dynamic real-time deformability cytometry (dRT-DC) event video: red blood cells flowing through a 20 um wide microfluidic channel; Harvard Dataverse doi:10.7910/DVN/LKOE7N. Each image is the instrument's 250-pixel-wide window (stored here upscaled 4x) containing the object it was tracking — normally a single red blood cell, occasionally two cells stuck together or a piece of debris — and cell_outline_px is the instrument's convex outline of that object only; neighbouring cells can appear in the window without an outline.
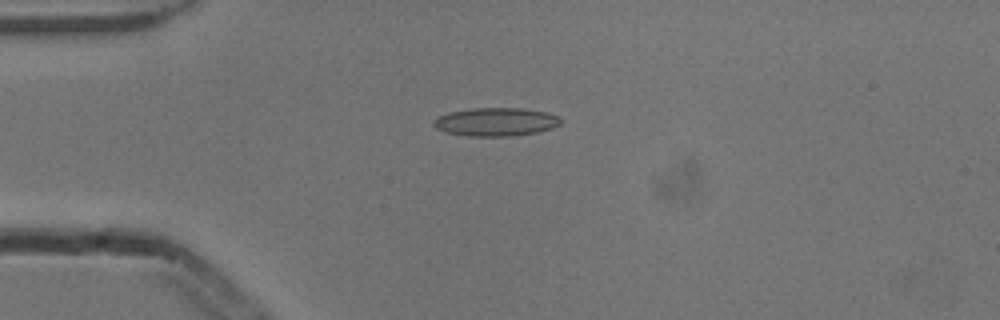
{"species": "common noctule bat (a hibernating species)", "species_latin": "Nyctalus noctula", "temperature_condition": "cold", "stored_images_in_passage": 1, "camera_frame_rate_fps": 3000, "um_per_image_px": 0.085, "animal": {"sex": "male", "body_mass_g": 13.3}, "frame": {"image": 1, "passage_image": 1, "time_ms": 0.0, "image_size_px": [1000, 320], "cell_outline_px": [[560, 124], [552, 128], [536, 132], [512, 136], [468, 136], [444, 132], [436, 128], [432, 124], [432, 120], [436, 116], [448, 112], [472, 108], [524, 108], [548, 112], [556, 116], [560, 120]], "centroid_in_image_um": [42.08, 10.35], "position_along_channel_um": 42.9, "area_um2": 21.15}}